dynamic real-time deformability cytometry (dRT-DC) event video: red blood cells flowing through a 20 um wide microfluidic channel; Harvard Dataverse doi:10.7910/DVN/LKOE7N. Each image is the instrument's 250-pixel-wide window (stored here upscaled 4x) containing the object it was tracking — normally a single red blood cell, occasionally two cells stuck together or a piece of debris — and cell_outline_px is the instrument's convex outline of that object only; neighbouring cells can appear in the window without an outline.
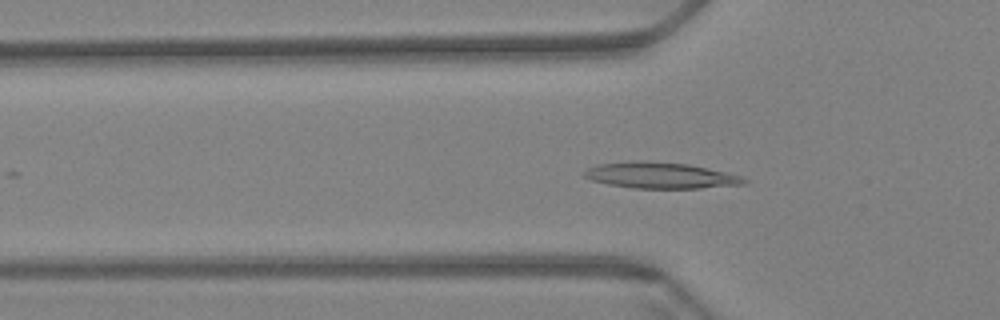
{"species": "Egyptian fruit bat (a non-hibernating species)", "species_latin": "Rousettus aegyptiacus", "temperature_condition": "warm", "stored_images_in_passage": 55, "camera_frame_rate_fps": 3000, "um_per_image_px": 0.085, "animal": {"sex": "female"}, "frame": {"image": 1, "passage_image": 19, "time_ms": 6.0, "image_size_px": [1000, 320], "cell_outline_px": [[748, 180], [744, 184], [700, 188], [632, 188], [608, 184], [592, 180], [584, 176], [584, 172], [588, 168], [600, 164], [688, 164], [724, 172], [740, 176]], "centroid_in_image_um": [56.21, 14.97], "position_along_channel_um": 69.6, "area_um2": 22.66}}
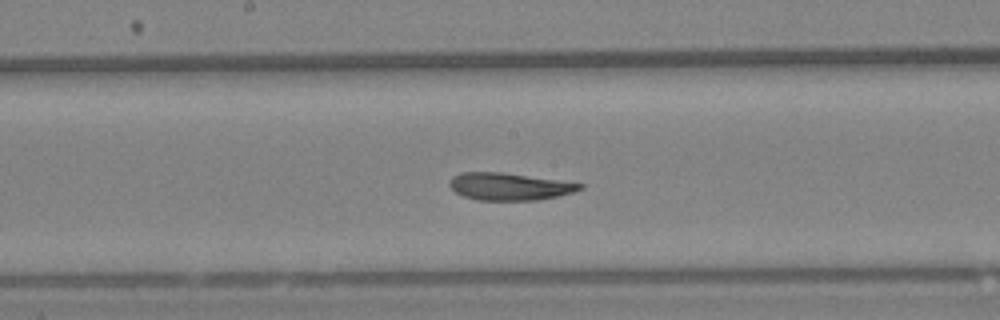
{"frame": {"image": 2, "passage_image": 31, "time_ms": 10.0, "image_size_px": [1000, 320], "cell_outline_px": [[584, 188], [572, 192], [556, 196], [536, 200], [476, 200], [464, 196], [456, 192], [448, 184], [452, 176], [460, 172], [500, 172], [584, 184]], "centroid_in_image_um": [43.24, 15.85], "position_along_channel_um": 205.0, "area_um2": 20.46}}
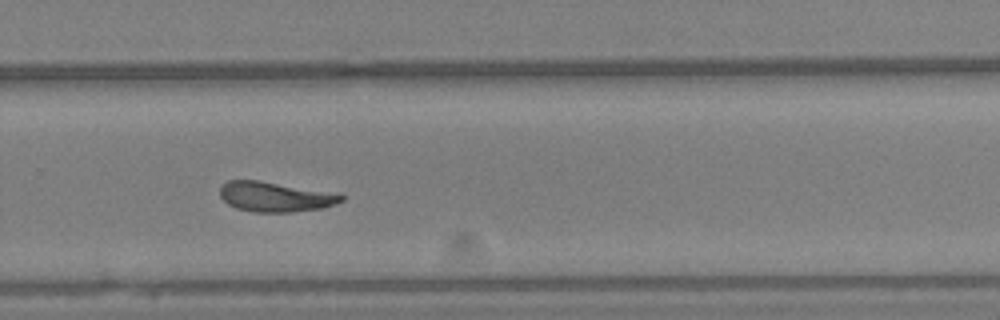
{"frame": {"image": 3, "passage_image": 40, "time_ms": 13.0, "image_size_px": [1000, 320], "cell_outline_px": [[344, 200], [336, 204], [324, 208], [292, 212], [252, 212], [236, 208], [228, 204], [220, 196], [220, 184], [228, 180], [256, 180], [344, 196]], "centroid_in_image_um": [23.29, 16.75], "position_along_channel_um": 306.5, "area_um2": 20.63}, "authors_computed_cell_mechanics": {"area_um2": 21.5016, "velocity_mm_per_s": 3.4005, "shape_relaxation_time_tau1_ms": null, "shape_relaxation_time_tau2_ms": 5.7022, "deformation_change_tau1": null, "deformation_change_tau2": 0.1197}}